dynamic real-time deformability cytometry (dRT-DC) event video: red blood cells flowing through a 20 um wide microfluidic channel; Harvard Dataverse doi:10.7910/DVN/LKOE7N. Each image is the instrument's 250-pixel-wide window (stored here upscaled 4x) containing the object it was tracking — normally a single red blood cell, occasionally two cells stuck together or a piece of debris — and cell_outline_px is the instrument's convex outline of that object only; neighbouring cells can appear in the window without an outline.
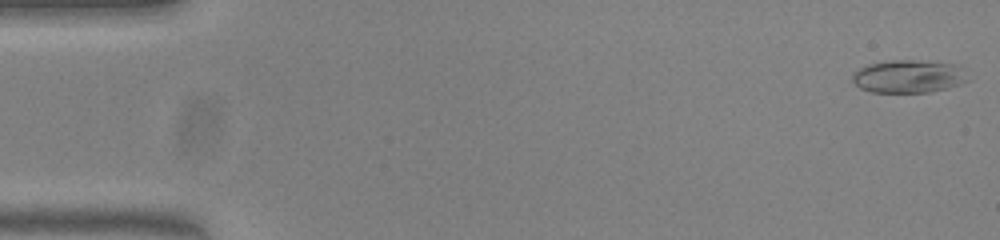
{"species": "common noctule bat (a hibernating species)", "species_latin": "Nyctalus noctula", "temperature_condition": "warm", "stored_images_in_passage": 53, "camera_frame_rate_fps": 3000, "um_per_image_px": 0.085, "animal": {"sex": "female", "body_mass_g": 23.0, "forearm_length_mm": 53.4}, "frame": {"image": 1, "passage_image": 1, "time_ms": 0.0, "image_size_px": [1000, 240], "cell_outline_px": [[968, 80], [960, 84], [948, 88], [928, 92], [872, 92], [860, 88], [852, 80], [852, 76], [860, 68], [868, 64], [892, 60], [916, 60], [956, 64], [960, 68]], "centroid_in_image_um": [77.21, 6.49], "position_along_channel_um": 7.8, "area_um2": 21.85}}
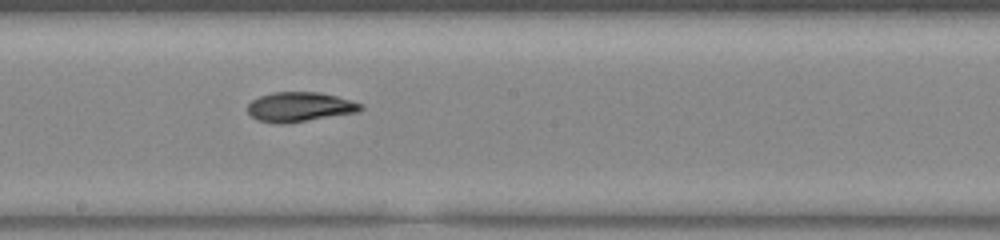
{"frame": {"image": 2, "passage_image": 29, "time_ms": 9.333, "image_size_px": [1000, 240], "cell_outline_px": [[364, 108], [360, 112], [284, 124], [276, 124], [256, 120], [248, 112], [248, 104], [252, 100], [260, 96], [272, 92], [316, 92], [336, 96], [352, 100], [364, 104]], "centroid_in_image_um": [25.5, 9.09], "position_along_channel_um": 222.7, "area_um2": 19.71}}
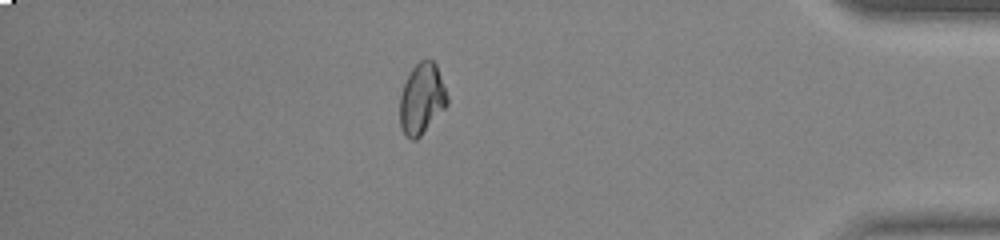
{"frame": {"image": 3, "passage_image": 46, "time_ms": 15.0, "image_size_px": [1000, 240], "cell_outline_px": [[448, 104], [420, 136], [416, 140], [412, 140], [404, 132], [400, 124], [400, 96], [404, 84], [412, 68], [420, 60], [432, 60], [436, 64], [448, 96]], "centroid_in_image_um": [35.86, 8.39], "position_along_channel_um": 399.3, "area_um2": 19.25}, "authors_computed_cell_mechanics": {"area_um2": 20.0566, "velocity_mm_per_s": 3.8263, "shape_relaxation_time_tau1_ms": null, "shape_relaxation_time_tau2_ms": 1.4021, "deformation_change_tau1": null, "deformation_change_tau2": 0.05}}